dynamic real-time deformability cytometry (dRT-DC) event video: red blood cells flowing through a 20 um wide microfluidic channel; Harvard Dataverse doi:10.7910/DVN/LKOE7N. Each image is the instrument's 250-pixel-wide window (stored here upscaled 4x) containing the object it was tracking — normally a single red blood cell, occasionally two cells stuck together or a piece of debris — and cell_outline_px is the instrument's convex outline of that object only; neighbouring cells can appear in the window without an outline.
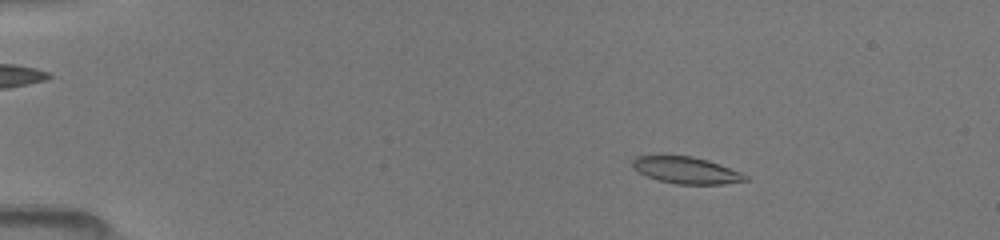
{"species": "common noctule bat (a hibernating species)", "species_latin": "Nyctalus noctula", "temperature_condition": "room temperature", "stored_images_in_passage": 29, "camera_frame_rate_fps": 3000, "um_per_image_px": 0.085, "animal": {"sex": "female", "body_mass_g": 19.5, "forearm_length_mm": 54.1}, "frame": {"image": 1, "passage_image": 14, "time_ms": 2.667, "image_size_px": [1000, 240], "cell_outline_px": [[748, 180], [724, 184], [676, 184], [660, 180], [648, 176], [632, 168], [632, 160], [636, 156], [692, 156], [708, 160], [720, 164], [740, 172], [748, 176]], "centroid_in_image_um": [58.35, 14.47], "position_along_channel_um": 26.7, "area_um2": 17.4}}
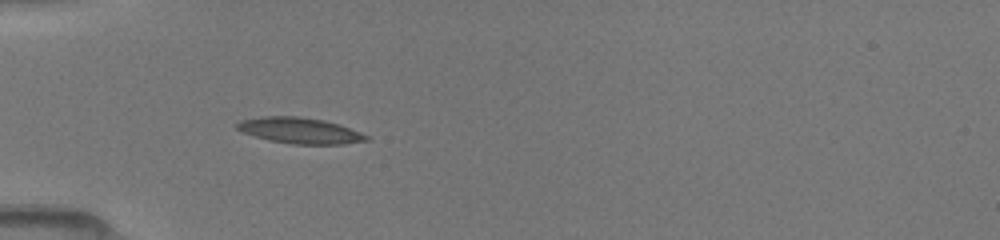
{"frame": {"image": 2, "passage_image": 28, "time_ms": 5.333, "image_size_px": [1000, 240], "cell_outline_px": [[368, 140], [344, 144], [292, 144], [268, 140], [240, 132], [236, 128], [236, 124], [240, 120], [260, 116], [300, 116], [324, 120], [340, 124], [360, 132], [368, 136]], "centroid_in_image_um": [25.44, 11.09], "position_along_channel_um": 59.6, "area_um2": 19.71}}